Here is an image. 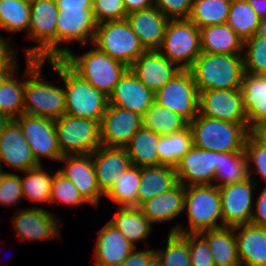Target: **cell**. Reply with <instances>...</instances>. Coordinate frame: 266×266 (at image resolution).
<instances>
[{"label":"cell","mask_w":266,"mask_h":266,"mask_svg":"<svg viewBox=\"0 0 266 266\" xmlns=\"http://www.w3.org/2000/svg\"><path fill=\"white\" fill-rule=\"evenodd\" d=\"M18 210L11 221L18 239L21 241L60 239L59 228L62 222L51 211L37 205Z\"/></svg>","instance_id":"cell-15"},{"label":"cell","mask_w":266,"mask_h":266,"mask_svg":"<svg viewBox=\"0 0 266 266\" xmlns=\"http://www.w3.org/2000/svg\"><path fill=\"white\" fill-rule=\"evenodd\" d=\"M62 59L83 79L108 97L128 69L124 63L111 58L95 46L81 55H76L70 50Z\"/></svg>","instance_id":"cell-6"},{"label":"cell","mask_w":266,"mask_h":266,"mask_svg":"<svg viewBox=\"0 0 266 266\" xmlns=\"http://www.w3.org/2000/svg\"><path fill=\"white\" fill-rule=\"evenodd\" d=\"M11 119L12 118H10L7 114L0 111V133L10 122Z\"/></svg>","instance_id":"cell-59"},{"label":"cell","mask_w":266,"mask_h":266,"mask_svg":"<svg viewBox=\"0 0 266 266\" xmlns=\"http://www.w3.org/2000/svg\"><path fill=\"white\" fill-rule=\"evenodd\" d=\"M200 234L211 248L215 266H241L237 255L234 227L223 226L201 231Z\"/></svg>","instance_id":"cell-31"},{"label":"cell","mask_w":266,"mask_h":266,"mask_svg":"<svg viewBox=\"0 0 266 266\" xmlns=\"http://www.w3.org/2000/svg\"><path fill=\"white\" fill-rule=\"evenodd\" d=\"M31 3L24 0H0V28L12 33L27 30Z\"/></svg>","instance_id":"cell-40"},{"label":"cell","mask_w":266,"mask_h":266,"mask_svg":"<svg viewBox=\"0 0 266 266\" xmlns=\"http://www.w3.org/2000/svg\"><path fill=\"white\" fill-rule=\"evenodd\" d=\"M140 176L137 207L179 183L175 167L167 165L140 167Z\"/></svg>","instance_id":"cell-29"},{"label":"cell","mask_w":266,"mask_h":266,"mask_svg":"<svg viewBox=\"0 0 266 266\" xmlns=\"http://www.w3.org/2000/svg\"><path fill=\"white\" fill-rule=\"evenodd\" d=\"M126 20L146 50H158L169 18L155 6L127 14Z\"/></svg>","instance_id":"cell-24"},{"label":"cell","mask_w":266,"mask_h":266,"mask_svg":"<svg viewBox=\"0 0 266 266\" xmlns=\"http://www.w3.org/2000/svg\"><path fill=\"white\" fill-rule=\"evenodd\" d=\"M11 37L8 39L2 37L0 35V71H14L18 69L17 62V51L13 49L8 41H10Z\"/></svg>","instance_id":"cell-51"},{"label":"cell","mask_w":266,"mask_h":266,"mask_svg":"<svg viewBox=\"0 0 266 266\" xmlns=\"http://www.w3.org/2000/svg\"><path fill=\"white\" fill-rule=\"evenodd\" d=\"M91 45L128 68L146 51L126 19L97 24Z\"/></svg>","instance_id":"cell-8"},{"label":"cell","mask_w":266,"mask_h":266,"mask_svg":"<svg viewBox=\"0 0 266 266\" xmlns=\"http://www.w3.org/2000/svg\"><path fill=\"white\" fill-rule=\"evenodd\" d=\"M42 168L41 164L23 171L27 175L25 178L21 177L22 193L23 197L30 201L48 202L50 204L53 175Z\"/></svg>","instance_id":"cell-41"},{"label":"cell","mask_w":266,"mask_h":266,"mask_svg":"<svg viewBox=\"0 0 266 266\" xmlns=\"http://www.w3.org/2000/svg\"><path fill=\"white\" fill-rule=\"evenodd\" d=\"M249 178L246 154L244 151L219 152V162L215 173L214 185L221 187L242 182Z\"/></svg>","instance_id":"cell-36"},{"label":"cell","mask_w":266,"mask_h":266,"mask_svg":"<svg viewBox=\"0 0 266 266\" xmlns=\"http://www.w3.org/2000/svg\"><path fill=\"white\" fill-rule=\"evenodd\" d=\"M15 69L0 86V111L15 119L23 113L25 80L19 81Z\"/></svg>","instance_id":"cell-42"},{"label":"cell","mask_w":266,"mask_h":266,"mask_svg":"<svg viewBox=\"0 0 266 266\" xmlns=\"http://www.w3.org/2000/svg\"><path fill=\"white\" fill-rule=\"evenodd\" d=\"M244 152L246 154L249 177L255 180L254 175H259L266 184V144L251 132L246 138ZM253 164L255 165L254 168H252Z\"/></svg>","instance_id":"cell-45"},{"label":"cell","mask_w":266,"mask_h":266,"mask_svg":"<svg viewBox=\"0 0 266 266\" xmlns=\"http://www.w3.org/2000/svg\"><path fill=\"white\" fill-rule=\"evenodd\" d=\"M129 68L154 93L181 70L159 50H146Z\"/></svg>","instance_id":"cell-21"},{"label":"cell","mask_w":266,"mask_h":266,"mask_svg":"<svg viewBox=\"0 0 266 266\" xmlns=\"http://www.w3.org/2000/svg\"><path fill=\"white\" fill-rule=\"evenodd\" d=\"M31 148L36 162L41 165V157L59 160L63 155L58 144L54 119L31 116L22 113L15 118Z\"/></svg>","instance_id":"cell-13"},{"label":"cell","mask_w":266,"mask_h":266,"mask_svg":"<svg viewBox=\"0 0 266 266\" xmlns=\"http://www.w3.org/2000/svg\"><path fill=\"white\" fill-rule=\"evenodd\" d=\"M136 248L109 221L98 231L95 243L96 266H119Z\"/></svg>","instance_id":"cell-25"},{"label":"cell","mask_w":266,"mask_h":266,"mask_svg":"<svg viewBox=\"0 0 266 266\" xmlns=\"http://www.w3.org/2000/svg\"><path fill=\"white\" fill-rule=\"evenodd\" d=\"M154 103V92L148 89L128 68L109 96V104L127 109L143 117Z\"/></svg>","instance_id":"cell-22"},{"label":"cell","mask_w":266,"mask_h":266,"mask_svg":"<svg viewBox=\"0 0 266 266\" xmlns=\"http://www.w3.org/2000/svg\"><path fill=\"white\" fill-rule=\"evenodd\" d=\"M240 91L248 126L253 131L266 123V76L244 73Z\"/></svg>","instance_id":"cell-27"},{"label":"cell","mask_w":266,"mask_h":266,"mask_svg":"<svg viewBox=\"0 0 266 266\" xmlns=\"http://www.w3.org/2000/svg\"><path fill=\"white\" fill-rule=\"evenodd\" d=\"M158 50L180 69H189L202 53L200 29L189 19H170Z\"/></svg>","instance_id":"cell-9"},{"label":"cell","mask_w":266,"mask_h":266,"mask_svg":"<svg viewBox=\"0 0 266 266\" xmlns=\"http://www.w3.org/2000/svg\"><path fill=\"white\" fill-rule=\"evenodd\" d=\"M163 266H191L189 243L177 232H169L165 249H155Z\"/></svg>","instance_id":"cell-43"},{"label":"cell","mask_w":266,"mask_h":266,"mask_svg":"<svg viewBox=\"0 0 266 266\" xmlns=\"http://www.w3.org/2000/svg\"><path fill=\"white\" fill-rule=\"evenodd\" d=\"M142 126V116L108 104L100 124L101 144L106 147L125 148Z\"/></svg>","instance_id":"cell-17"},{"label":"cell","mask_w":266,"mask_h":266,"mask_svg":"<svg viewBox=\"0 0 266 266\" xmlns=\"http://www.w3.org/2000/svg\"><path fill=\"white\" fill-rule=\"evenodd\" d=\"M54 123L62 155L91 154L102 145L98 121L64 114Z\"/></svg>","instance_id":"cell-10"},{"label":"cell","mask_w":266,"mask_h":266,"mask_svg":"<svg viewBox=\"0 0 266 266\" xmlns=\"http://www.w3.org/2000/svg\"><path fill=\"white\" fill-rule=\"evenodd\" d=\"M97 23L92 8L58 11L56 21V59H62L71 49L62 44L78 41L82 47L93 42ZM72 42V43H71ZM88 42V43H87ZM61 46H60V45Z\"/></svg>","instance_id":"cell-12"},{"label":"cell","mask_w":266,"mask_h":266,"mask_svg":"<svg viewBox=\"0 0 266 266\" xmlns=\"http://www.w3.org/2000/svg\"><path fill=\"white\" fill-rule=\"evenodd\" d=\"M58 161L65 162V166L57 171L73 183L88 203L97 207L104 195L97 184L92 154L63 155Z\"/></svg>","instance_id":"cell-19"},{"label":"cell","mask_w":266,"mask_h":266,"mask_svg":"<svg viewBox=\"0 0 266 266\" xmlns=\"http://www.w3.org/2000/svg\"><path fill=\"white\" fill-rule=\"evenodd\" d=\"M260 20L247 0H232L226 23L243 41L257 33Z\"/></svg>","instance_id":"cell-37"},{"label":"cell","mask_w":266,"mask_h":266,"mask_svg":"<svg viewBox=\"0 0 266 266\" xmlns=\"http://www.w3.org/2000/svg\"><path fill=\"white\" fill-rule=\"evenodd\" d=\"M118 208L109 222L136 247V242L148 237L153 227L152 223L138 207Z\"/></svg>","instance_id":"cell-32"},{"label":"cell","mask_w":266,"mask_h":266,"mask_svg":"<svg viewBox=\"0 0 266 266\" xmlns=\"http://www.w3.org/2000/svg\"><path fill=\"white\" fill-rule=\"evenodd\" d=\"M13 71H0V86Z\"/></svg>","instance_id":"cell-61"},{"label":"cell","mask_w":266,"mask_h":266,"mask_svg":"<svg viewBox=\"0 0 266 266\" xmlns=\"http://www.w3.org/2000/svg\"><path fill=\"white\" fill-rule=\"evenodd\" d=\"M219 152L192 146L175 166L179 183L184 186L215 184Z\"/></svg>","instance_id":"cell-18"},{"label":"cell","mask_w":266,"mask_h":266,"mask_svg":"<svg viewBox=\"0 0 266 266\" xmlns=\"http://www.w3.org/2000/svg\"><path fill=\"white\" fill-rule=\"evenodd\" d=\"M192 146V133L189 126L179 132L160 136L157 146L158 166L175 167Z\"/></svg>","instance_id":"cell-35"},{"label":"cell","mask_w":266,"mask_h":266,"mask_svg":"<svg viewBox=\"0 0 266 266\" xmlns=\"http://www.w3.org/2000/svg\"><path fill=\"white\" fill-rule=\"evenodd\" d=\"M234 230L241 266H266V227L247 223Z\"/></svg>","instance_id":"cell-26"},{"label":"cell","mask_w":266,"mask_h":266,"mask_svg":"<svg viewBox=\"0 0 266 266\" xmlns=\"http://www.w3.org/2000/svg\"><path fill=\"white\" fill-rule=\"evenodd\" d=\"M200 42L202 52L243 54V39L227 23L200 28Z\"/></svg>","instance_id":"cell-30"},{"label":"cell","mask_w":266,"mask_h":266,"mask_svg":"<svg viewBox=\"0 0 266 266\" xmlns=\"http://www.w3.org/2000/svg\"><path fill=\"white\" fill-rule=\"evenodd\" d=\"M257 15L266 18V0H247Z\"/></svg>","instance_id":"cell-56"},{"label":"cell","mask_w":266,"mask_h":266,"mask_svg":"<svg viewBox=\"0 0 266 266\" xmlns=\"http://www.w3.org/2000/svg\"><path fill=\"white\" fill-rule=\"evenodd\" d=\"M148 266H163L162 261L159 259L157 255H155L149 262Z\"/></svg>","instance_id":"cell-60"},{"label":"cell","mask_w":266,"mask_h":266,"mask_svg":"<svg viewBox=\"0 0 266 266\" xmlns=\"http://www.w3.org/2000/svg\"><path fill=\"white\" fill-rule=\"evenodd\" d=\"M193 146L213 152L244 151L247 136L252 132L248 123H232L198 115L189 123Z\"/></svg>","instance_id":"cell-4"},{"label":"cell","mask_w":266,"mask_h":266,"mask_svg":"<svg viewBox=\"0 0 266 266\" xmlns=\"http://www.w3.org/2000/svg\"><path fill=\"white\" fill-rule=\"evenodd\" d=\"M243 63L245 73L266 76V38L255 34L244 41Z\"/></svg>","instance_id":"cell-44"},{"label":"cell","mask_w":266,"mask_h":266,"mask_svg":"<svg viewBox=\"0 0 266 266\" xmlns=\"http://www.w3.org/2000/svg\"><path fill=\"white\" fill-rule=\"evenodd\" d=\"M258 36L266 38V18L260 20V24L256 33Z\"/></svg>","instance_id":"cell-58"},{"label":"cell","mask_w":266,"mask_h":266,"mask_svg":"<svg viewBox=\"0 0 266 266\" xmlns=\"http://www.w3.org/2000/svg\"><path fill=\"white\" fill-rule=\"evenodd\" d=\"M185 186L178 183L174 188L145 201L138 208L151 223H162L176 218L184 211Z\"/></svg>","instance_id":"cell-28"},{"label":"cell","mask_w":266,"mask_h":266,"mask_svg":"<svg viewBox=\"0 0 266 266\" xmlns=\"http://www.w3.org/2000/svg\"><path fill=\"white\" fill-rule=\"evenodd\" d=\"M193 0H154V6L169 19H188Z\"/></svg>","instance_id":"cell-50"},{"label":"cell","mask_w":266,"mask_h":266,"mask_svg":"<svg viewBox=\"0 0 266 266\" xmlns=\"http://www.w3.org/2000/svg\"><path fill=\"white\" fill-rule=\"evenodd\" d=\"M93 0H56L58 11L92 8Z\"/></svg>","instance_id":"cell-54"},{"label":"cell","mask_w":266,"mask_h":266,"mask_svg":"<svg viewBox=\"0 0 266 266\" xmlns=\"http://www.w3.org/2000/svg\"><path fill=\"white\" fill-rule=\"evenodd\" d=\"M185 210L189 220L188 228H185L184 224H177L170 232L200 233L223 227L221 197L218 186L214 184L185 186Z\"/></svg>","instance_id":"cell-5"},{"label":"cell","mask_w":266,"mask_h":266,"mask_svg":"<svg viewBox=\"0 0 266 266\" xmlns=\"http://www.w3.org/2000/svg\"><path fill=\"white\" fill-rule=\"evenodd\" d=\"M198 91L240 89L244 75L243 54L202 52L189 68Z\"/></svg>","instance_id":"cell-3"},{"label":"cell","mask_w":266,"mask_h":266,"mask_svg":"<svg viewBox=\"0 0 266 266\" xmlns=\"http://www.w3.org/2000/svg\"><path fill=\"white\" fill-rule=\"evenodd\" d=\"M143 127L160 136H166L186 129L189 122L181 115L153 103L142 117Z\"/></svg>","instance_id":"cell-34"},{"label":"cell","mask_w":266,"mask_h":266,"mask_svg":"<svg viewBox=\"0 0 266 266\" xmlns=\"http://www.w3.org/2000/svg\"><path fill=\"white\" fill-rule=\"evenodd\" d=\"M40 59H26L23 113L31 116L60 118L65 114V90L47 82L42 76ZM27 75V76H26Z\"/></svg>","instance_id":"cell-2"},{"label":"cell","mask_w":266,"mask_h":266,"mask_svg":"<svg viewBox=\"0 0 266 266\" xmlns=\"http://www.w3.org/2000/svg\"><path fill=\"white\" fill-rule=\"evenodd\" d=\"M48 61L64 82L65 114L92 119L101 124L109 97L83 79L63 59Z\"/></svg>","instance_id":"cell-1"},{"label":"cell","mask_w":266,"mask_h":266,"mask_svg":"<svg viewBox=\"0 0 266 266\" xmlns=\"http://www.w3.org/2000/svg\"><path fill=\"white\" fill-rule=\"evenodd\" d=\"M127 14L154 6V0H123Z\"/></svg>","instance_id":"cell-55"},{"label":"cell","mask_w":266,"mask_h":266,"mask_svg":"<svg viewBox=\"0 0 266 266\" xmlns=\"http://www.w3.org/2000/svg\"><path fill=\"white\" fill-rule=\"evenodd\" d=\"M232 0H193L189 20L199 29L226 23Z\"/></svg>","instance_id":"cell-38"},{"label":"cell","mask_w":266,"mask_h":266,"mask_svg":"<svg viewBox=\"0 0 266 266\" xmlns=\"http://www.w3.org/2000/svg\"><path fill=\"white\" fill-rule=\"evenodd\" d=\"M253 205L251 223L266 227V185Z\"/></svg>","instance_id":"cell-53"},{"label":"cell","mask_w":266,"mask_h":266,"mask_svg":"<svg viewBox=\"0 0 266 266\" xmlns=\"http://www.w3.org/2000/svg\"><path fill=\"white\" fill-rule=\"evenodd\" d=\"M3 162L20 172L39 165L15 119H11L0 133V171L2 172H4Z\"/></svg>","instance_id":"cell-20"},{"label":"cell","mask_w":266,"mask_h":266,"mask_svg":"<svg viewBox=\"0 0 266 266\" xmlns=\"http://www.w3.org/2000/svg\"><path fill=\"white\" fill-rule=\"evenodd\" d=\"M154 102L181 115L189 123L199 113V91L189 69H181L154 93Z\"/></svg>","instance_id":"cell-11"},{"label":"cell","mask_w":266,"mask_h":266,"mask_svg":"<svg viewBox=\"0 0 266 266\" xmlns=\"http://www.w3.org/2000/svg\"><path fill=\"white\" fill-rule=\"evenodd\" d=\"M159 137L160 135L142 126L125 147L131 164L138 167L158 166Z\"/></svg>","instance_id":"cell-33"},{"label":"cell","mask_w":266,"mask_h":266,"mask_svg":"<svg viewBox=\"0 0 266 266\" xmlns=\"http://www.w3.org/2000/svg\"><path fill=\"white\" fill-rule=\"evenodd\" d=\"M189 243L191 266H215L211 248L200 233H180Z\"/></svg>","instance_id":"cell-47"},{"label":"cell","mask_w":266,"mask_h":266,"mask_svg":"<svg viewBox=\"0 0 266 266\" xmlns=\"http://www.w3.org/2000/svg\"><path fill=\"white\" fill-rule=\"evenodd\" d=\"M56 0H34L31 2L30 25L26 38L38 45L24 48L26 59L43 61L56 59Z\"/></svg>","instance_id":"cell-7"},{"label":"cell","mask_w":266,"mask_h":266,"mask_svg":"<svg viewBox=\"0 0 266 266\" xmlns=\"http://www.w3.org/2000/svg\"><path fill=\"white\" fill-rule=\"evenodd\" d=\"M92 11L97 24L123 20L127 16L123 0H93Z\"/></svg>","instance_id":"cell-49"},{"label":"cell","mask_w":266,"mask_h":266,"mask_svg":"<svg viewBox=\"0 0 266 266\" xmlns=\"http://www.w3.org/2000/svg\"><path fill=\"white\" fill-rule=\"evenodd\" d=\"M21 176L17 173L0 171V204L11 207L22 201Z\"/></svg>","instance_id":"cell-48"},{"label":"cell","mask_w":266,"mask_h":266,"mask_svg":"<svg viewBox=\"0 0 266 266\" xmlns=\"http://www.w3.org/2000/svg\"><path fill=\"white\" fill-rule=\"evenodd\" d=\"M140 180V167L130 165L104 197L118 203L119 207H137Z\"/></svg>","instance_id":"cell-39"},{"label":"cell","mask_w":266,"mask_h":266,"mask_svg":"<svg viewBox=\"0 0 266 266\" xmlns=\"http://www.w3.org/2000/svg\"><path fill=\"white\" fill-rule=\"evenodd\" d=\"M56 201L67 206H79L87 202L73 183L58 171L53 174L50 204Z\"/></svg>","instance_id":"cell-46"},{"label":"cell","mask_w":266,"mask_h":266,"mask_svg":"<svg viewBox=\"0 0 266 266\" xmlns=\"http://www.w3.org/2000/svg\"><path fill=\"white\" fill-rule=\"evenodd\" d=\"M257 182L250 177L242 182L219 188L223 226L235 227L251 223L253 212V189Z\"/></svg>","instance_id":"cell-14"},{"label":"cell","mask_w":266,"mask_h":266,"mask_svg":"<svg viewBox=\"0 0 266 266\" xmlns=\"http://www.w3.org/2000/svg\"><path fill=\"white\" fill-rule=\"evenodd\" d=\"M91 154L98 187L105 195L124 171L132 165L130 157L125 148L103 145Z\"/></svg>","instance_id":"cell-23"},{"label":"cell","mask_w":266,"mask_h":266,"mask_svg":"<svg viewBox=\"0 0 266 266\" xmlns=\"http://www.w3.org/2000/svg\"><path fill=\"white\" fill-rule=\"evenodd\" d=\"M252 132L266 144V123L257 126Z\"/></svg>","instance_id":"cell-57"},{"label":"cell","mask_w":266,"mask_h":266,"mask_svg":"<svg viewBox=\"0 0 266 266\" xmlns=\"http://www.w3.org/2000/svg\"><path fill=\"white\" fill-rule=\"evenodd\" d=\"M155 255V249L136 250L134 248L119 266H148Z\"/></svg>","instance_id":"cell-52"},{"label":"cell","mask_w":266,"mask_h":266,"mask_svg":"<svg viewBox=\"0 0 266 266\" xmlns=\"http://www.w3.org/2000/svg\"><path fill=\"white\" fill-rule=\"evenodd\" d=\"M199 114L232 123H248L240 89L200 91Z\"/></svg>","instance_id":"cell-16"},{"label":"cell","mask_w":266,"mask_h":266,"mask_svg":"<svg viewBox=\"0 0 266 266\" xmlns=\"http://www.w3.org/2000/svg\"><path fill=\"white\" fill-rule=\"evenodd\" d=\"M24 1H27V2H30V3H31V2L34 1V0H24Z\"/></svg>","instance_id":"cell-62"}]
</instances>
